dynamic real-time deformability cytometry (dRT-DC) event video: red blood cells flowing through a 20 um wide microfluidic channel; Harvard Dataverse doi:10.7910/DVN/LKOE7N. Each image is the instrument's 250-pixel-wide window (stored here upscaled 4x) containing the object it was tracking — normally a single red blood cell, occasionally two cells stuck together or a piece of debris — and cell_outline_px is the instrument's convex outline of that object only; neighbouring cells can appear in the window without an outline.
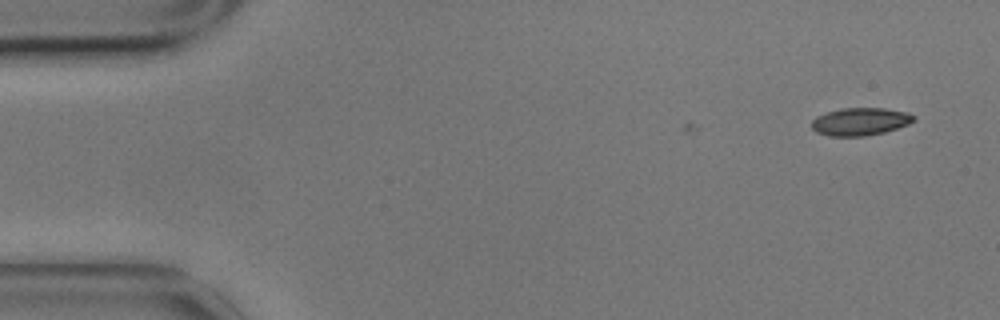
{"species": "common noctule bat (a hibernating species)", "species_latin": "Nyctalus noctula", "temperature_condition": "cold", "stored_images_in_passage": 6, "camera_frame_rate_fps": 3000, "um_per_image_px": 0.085, "animal": {"sex": "male", "body_mass_g": 17.9}, "frame": {"image": 1, "passage_image": 6, "time_ms": 1.667, "image_size_px": [1000, 320], "cell_outline_px": [[916, 120], [908, 124], [884, 132], [864, 136], [828, 136], [816, 132], [812, 128], [812, 120], [816, 116], [840, 108], [884, 108], [908, 112], [916, 116]], "centroid_in_image_um": [73.13, 10.33], "position_along_channel_um": 11.9, "area_um2": 16.53}}